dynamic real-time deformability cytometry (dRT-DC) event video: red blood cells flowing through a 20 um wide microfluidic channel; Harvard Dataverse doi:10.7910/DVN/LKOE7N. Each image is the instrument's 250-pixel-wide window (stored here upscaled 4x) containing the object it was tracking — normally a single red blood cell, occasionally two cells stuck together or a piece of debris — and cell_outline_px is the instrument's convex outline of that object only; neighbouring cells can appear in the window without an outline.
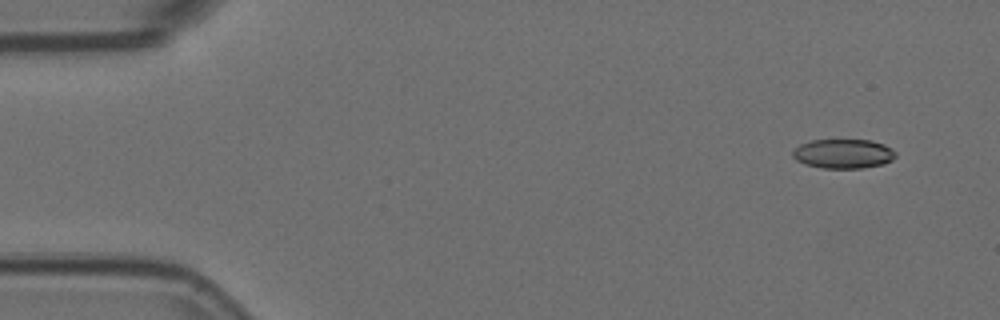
{"species": "Egyptian fruit bat (a non-hibernating species)", "species_latin": "Rousettus aegyptiacus", "temperature_condition": "room temperature", "stored_images_in_passage": 6, "camera_frame_rate_fps": 3000, "um_per_image_px": 0.085, "animal": {"sex": "female"}, "frame": {"image": 1, "passage_image": 1, "time_ms": 0.0, "image_size_px": [1000, 320], "cell_outline_px": [[896, 156], [892, 160], [884, 164], [860, 168], [820, 168], [804, 164], [796, 160], [792, 156], [792, 152], [800, 144], [812, 140], [872, 140], [884, 144], [892, 148], [896, 152]], "centroid_in_image_um": [71.69, 13.07], "position_along_channel_um": 13.3, "area_um2": 17.74}}
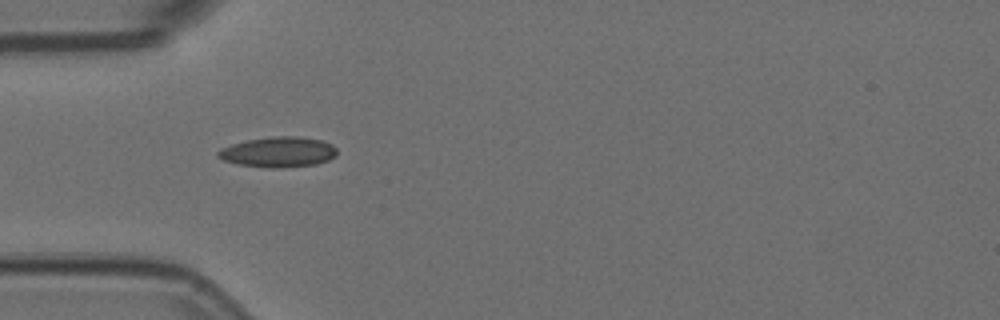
{"frame": {"image": 2, "passage_image": 5, "time_ms": 1.333, "image_size_px": [1000, 320], "cell_outline_px": [[336, 156], [328, 160], [316, 164], [284, 168], [272, 168], [236, 164], [224, 160], [216, 156], [216, 152], [220, 148], [232, 144], [248, 140], [272, 136], [300, 136], [324, 140], [332, 144], [336, 148]], "centroid_in_image_um": [23.67, 12.92], "position_along_channel_um": 61.3, "area_um2": 21.27}}
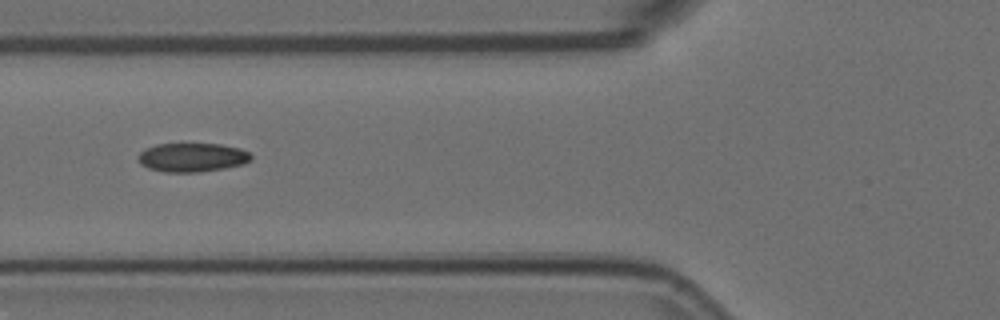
{"frame": {"image": 3, "passage_image": 6, "time_ms": 1.667, "image_size_px": [1000, 320], "cell_outline_px": [[252, 160], [244, 164], [224, 168], [200, 172], [164, 172], [148, 168], [140, 164], [140, 152], [144, 148], [156, 144], [220, 144], [240, 148], [248, 152], [252, 156]], "centroid_in_image_um": [16.35, 13.38], "position_along_channel_um": 109.4, "area_um2": 19.02}}